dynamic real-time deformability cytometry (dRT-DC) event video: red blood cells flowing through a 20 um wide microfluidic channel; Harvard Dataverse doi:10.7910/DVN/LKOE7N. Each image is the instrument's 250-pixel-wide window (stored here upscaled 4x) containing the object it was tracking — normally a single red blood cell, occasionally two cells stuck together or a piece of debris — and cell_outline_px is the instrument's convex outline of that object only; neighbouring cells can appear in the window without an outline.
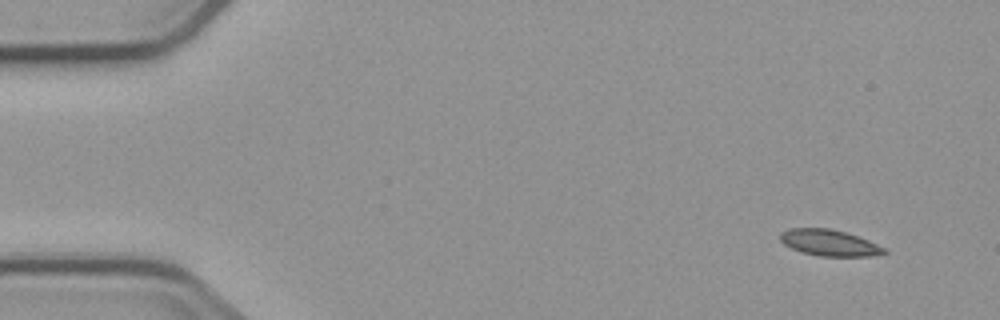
{"species": "common noctule bat (a hibernating species)", "species_latin": "Nyctalus noctula", "temperature_condition": "cold", "stored_images_in_passage": 5, "camera_frame_rate_fps": 3000, "um_per_image_px": 0.085, "animal": {"sex": "male", "body_mass_g": 23.1, "forearm_length_mm": 52.7}, "frame": {"image": 1, "passage_image": 1, "time_ms": 0.0, "image_size_px": [1000, 320], "cell_outline_px": [[888, 252], [872, 256], [820, 256], [800, 252], [784, 244], [780, 240], [780, 232], [788, 228], [832, 228], [868, 240], [884, 248]], "centroid_in_image_um": [70.45, 20.63], "position_along_channel_um": 14.6, "area_um2": 15.84}}
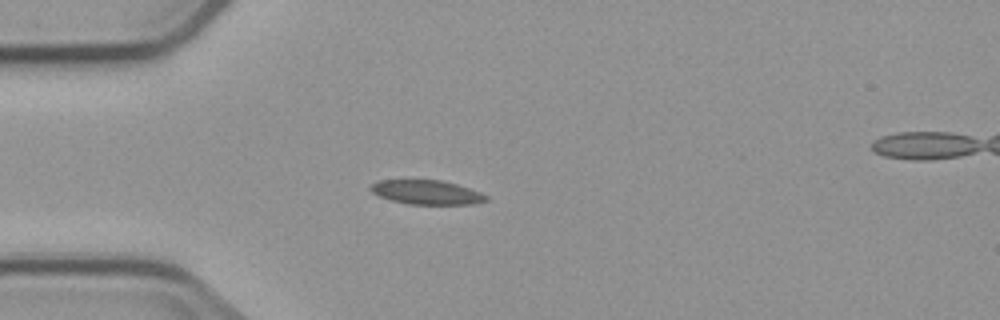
{"frame": {"image": 2, "passage_image": 4, "time_ms": 3.667, "image_size_px": [1000, 320], "cell_outline_px": [[488, 200], [472, 204], [408, 204], [392, 200], [380, 196], [372, 192], [368, 188], [372, 184], [380, 180], [440, 180], [456, 184], [480, 192], [488, 196]], "centroid_in_image_um": [36.26, 16.34], "position_along_channel_um": 48.7, "area_um2": 16.13}}